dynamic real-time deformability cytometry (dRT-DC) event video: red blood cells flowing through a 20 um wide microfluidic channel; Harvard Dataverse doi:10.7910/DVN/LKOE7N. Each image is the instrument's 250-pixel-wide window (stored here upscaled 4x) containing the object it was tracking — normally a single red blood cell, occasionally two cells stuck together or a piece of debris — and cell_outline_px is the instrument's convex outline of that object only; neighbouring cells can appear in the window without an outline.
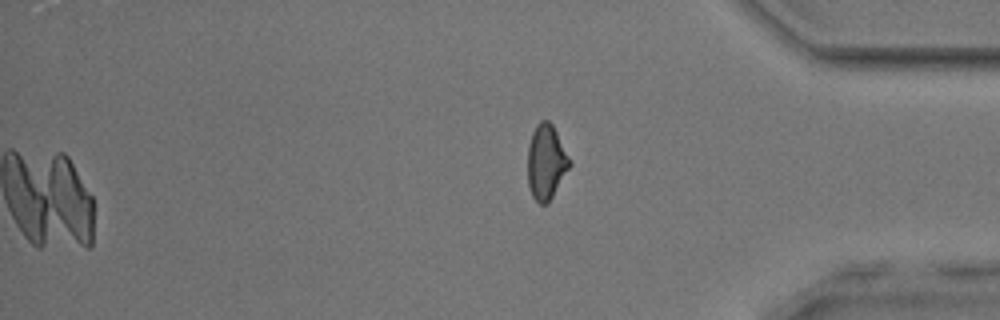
{"species": "common noctule bat (a hibernating species)", "species_latin": "Nyctalus noctula", "temperature_condition": "room temperature", "stored_images_in_passage": 53, "camera_frame_rate_fps": 3000, "um_per_image_px": 0.085, "animal": {"sex": "male", "body_mass_g": 17.9, "forearm_length_mm": 54.2}, "frame": {"image": 1, "passage_image": 53, "time_ms": 17.333, "image_size_px": [1000, 320], "cell_outline_px": [[572, 164], [548, 204], [540, 204], [532, 196], [528, 184], [528, 144], [532, 132], [536, 124], [540, 120], [548, 120], [552, 124], [572, 160]], "centroid_in_image_um": [46.44, 13.76], "position_along_channel_um": 388.8, "area_um2": 18.55}}